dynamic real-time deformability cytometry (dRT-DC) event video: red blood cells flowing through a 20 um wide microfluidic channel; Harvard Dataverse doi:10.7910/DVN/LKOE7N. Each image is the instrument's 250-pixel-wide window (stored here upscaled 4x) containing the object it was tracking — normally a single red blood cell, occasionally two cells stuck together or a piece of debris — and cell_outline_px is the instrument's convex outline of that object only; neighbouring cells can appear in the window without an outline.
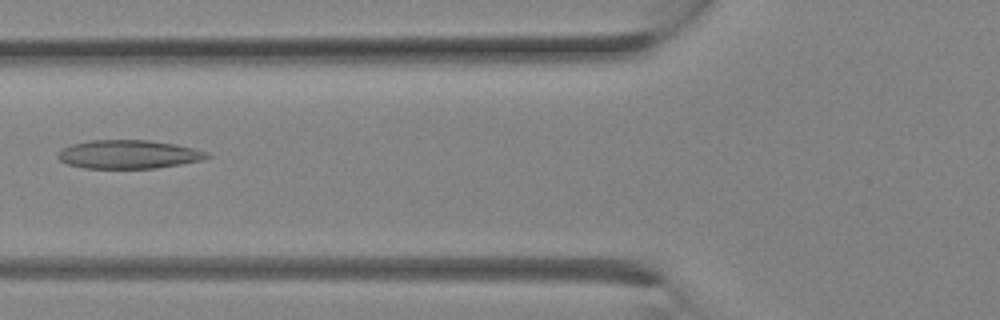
{"species": "Egyptian fruit bat (a non-hibernating species)", "species_latin": "Rousettus aegyptiacus", "temperature_condition": "room temperature", "stored_images_in_passage": 11, "camera_frame_rate_fps": 3000, "um_per_image_px": 0.085, "animal": {"sex": "female"}, "frame": {"image": 1, "passage_image": 10, "time_ms": 3.0, "image_size_px": [1000, 320], "cell_outline_px": [[212, 156], [204, 160], [156, 168], [84, 168], [68, 164], [60, 160], [56, 156], [56, 152], [72, 144], [92, 140], [148, 140], [176, 144], [208, 152]], "centroid_in_image_um": [10.94, 13.12], "position_along_channel_um": 114.9, "area_um2": 24.85}}